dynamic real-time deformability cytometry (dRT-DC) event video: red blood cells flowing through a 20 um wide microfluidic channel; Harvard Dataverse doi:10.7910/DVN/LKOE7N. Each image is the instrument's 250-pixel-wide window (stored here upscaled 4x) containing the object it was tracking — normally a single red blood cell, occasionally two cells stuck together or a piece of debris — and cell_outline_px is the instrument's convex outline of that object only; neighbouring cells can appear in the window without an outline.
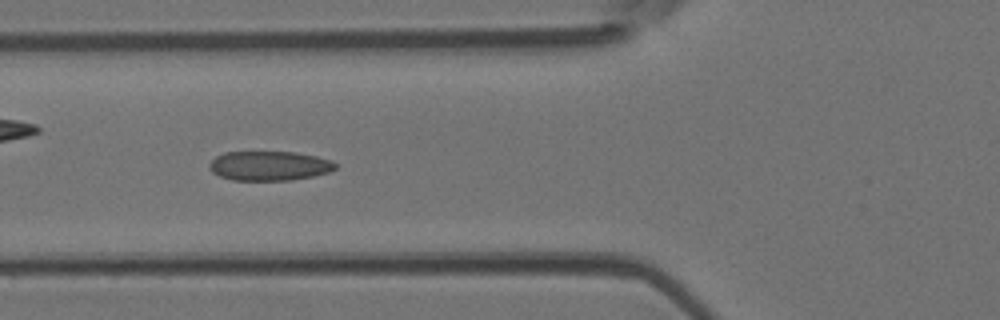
{"species": "Egyptian fruit bat (a non-hibernating species)", "species_latin": "Rousettus aegyptiacus", "temperature_condition": "room temperature", "stored_images_in_passage": 6, "camera_frame_rate_fps": 3000, "um_per_image_px": 0.085, "animal": {"sex": "female"}, "frame": {"image": 1, "passage_image": 4, "time_ms": 1.0, "image_size_px": [1000, 320], "cell_outline_px": [[336, 168], [328, 172], [312, 176], [292, 180], [232, 180], [220, 176], [212, 172], [208, 168], [208, 164], [216, 156], [224, 152], [296, 152], [316, 156], [332, 160], [336, 164]], "centroid_in_image_um": [22.87, 14.09], "position_along_channel_um": 102.9, "area_um2": 21.68}}
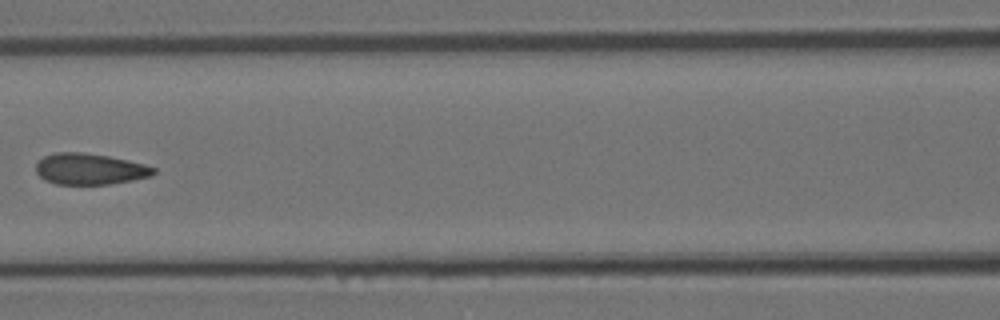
{"frame": {"image": 2, "passage_image": 5, "time_ms": 1.333, "image_size_px": [1000, 320], "cell_outline_px": [[156, 172], [152, 176], [132, 180], [108, 184], [56, 184], [44, 180], [36, 172], [36, 164], [44, 156], [56, 152], [80, 152], [108, 156], [128, 160], [144, 164], [156, 168]], "centroid_in_image_um": [7.63, 14.36], "position_along_channel_um": 159.0, "area_um2": 21.33}}
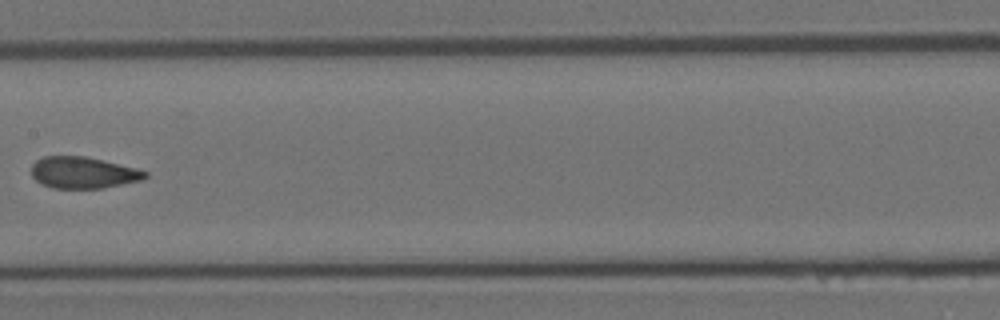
{"frame": {"image": 3, "passage_image": 6, "time_ms": 1.667, "image_size_px": [1000, 320], "cell_outline_px": [[148, 176], [144, 180], [100, 188], [52, 188], [36, 180], [32, 176], [32, 164], [36, 160], [44, 156], [84, 156], [136, 168], [148, 172]], "centroid_in_image_um": [7.08, 14.67], "position_along_channel_um": 200.3, "area_um2": 20.75}}